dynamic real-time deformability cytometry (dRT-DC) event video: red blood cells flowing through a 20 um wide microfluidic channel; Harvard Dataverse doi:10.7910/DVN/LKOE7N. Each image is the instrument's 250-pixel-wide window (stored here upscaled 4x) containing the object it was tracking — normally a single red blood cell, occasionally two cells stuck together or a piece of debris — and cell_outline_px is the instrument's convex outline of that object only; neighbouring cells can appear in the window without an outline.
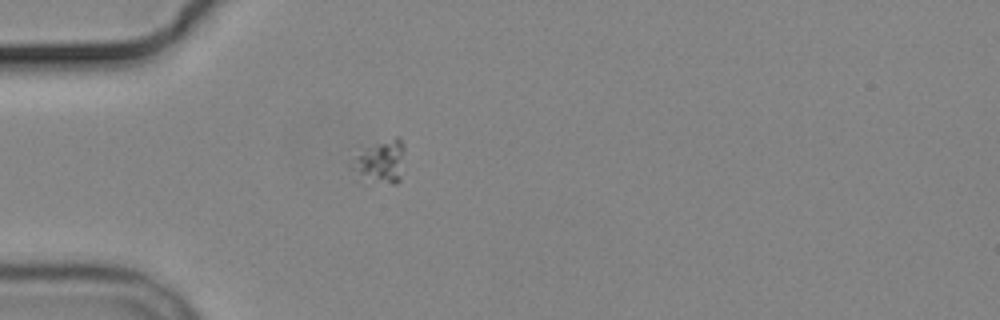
{"species": "common noctule bat (a hibernating species)", "species_latin": "Nyctalus noctula", "temperature_condition": "cold", "stored_images_in_passage": 2, "camera_frame_rate_fps": 3000, "um_per_image_px": 0.085, "animal": {"sex": "male", "body_mass_g": 19.2, "forearm_length_mm": 51.8}, "frame": {"image": 1, "passage_image": 1, "time_ms": 0.0, "image_size_px": [1000, 320], "cell_outline_px": [[404, 148], [400, 180], [396, 184], [392, 184], [348, 168], [348, 164], [356, 156], [396, 136], [400, 136], [404, 144]], "centroid_in_image_um": [32.44, 13.7], "position_along_channel_um": 52.6, "area_um2": 11.85}}